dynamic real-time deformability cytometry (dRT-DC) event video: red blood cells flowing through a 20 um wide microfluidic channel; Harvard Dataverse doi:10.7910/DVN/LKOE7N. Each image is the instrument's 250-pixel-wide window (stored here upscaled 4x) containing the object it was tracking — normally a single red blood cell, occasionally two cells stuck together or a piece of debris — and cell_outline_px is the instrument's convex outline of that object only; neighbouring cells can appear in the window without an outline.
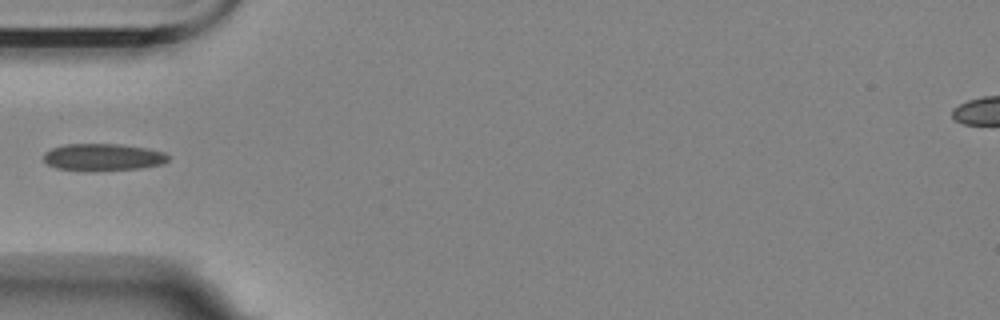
{"species": "Egyptian fruit bat (a non-hibernating species)", "species_latin": "Rousettus aegyptiacus", "temperature_condition": "room temperature", "stored_images_in_passage": 4, "camera_frame_rate_fps": 3000, "um_per_image_px": 0.085, "animal": {"sex": "female"}, "frame": {"image": 1, "passage_image": 4, "time_ms": 4.333, "image_size_px": [1000, 320], "cell_outline_px": [[168, 160], [164, 164], [140, 168], [92, 172], [84, 172], [56, 168], [48, 164], [44, 160], [44, 152], [52, 148], [68, 144], [120, 144], [144, 148], [164, 152], [168, 156]], "centroid_in_image_um": [8.73, 13.38], "position_along_channel_um": 76.3, "area_um2": 19.94}}